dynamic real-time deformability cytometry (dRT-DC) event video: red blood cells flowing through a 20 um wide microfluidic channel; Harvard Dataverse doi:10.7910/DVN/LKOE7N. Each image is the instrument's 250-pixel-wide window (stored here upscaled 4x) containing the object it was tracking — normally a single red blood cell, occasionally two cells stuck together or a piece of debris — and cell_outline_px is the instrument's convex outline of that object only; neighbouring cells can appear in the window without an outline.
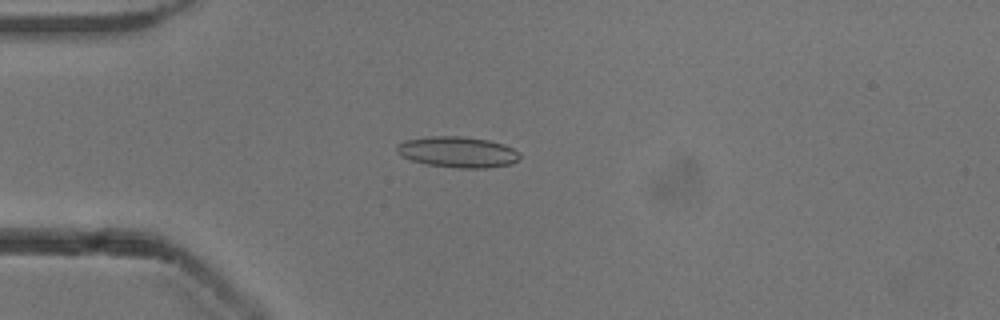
{"species": "common noctule bat (a hibernating species)", "species_latin": "Nyctalus noctula", "temperature_condition": "cold", "stored_images_in_passage": 53, "camera_frame_rate_fps": 3000, "um_per_image_px": 0.085, "animal": {"sex": "male", "body_mass_g": 13.3}, "frame": {"image": 1, "passage_image": 14, "time_ms": 4.333, "image_size_px": [1000, 320], "cell_outline_px": [[520, 156], [512, 164], [488, 168], [460, 168], [428, 164], [412, 160], [396, 152], [396, 148], [404, 140], [428, 136], [464, 136], [488, 140], [504, 144], [512, 148]], "centroid_in_image_um": [38.91, 12.91], "position_along_channel_um": 46.1, "area_um2": 21.96}}
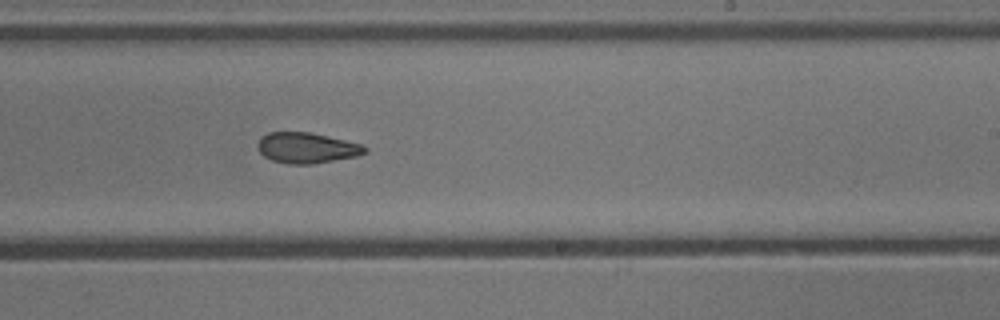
{"frame": {"image": 2, "passage_image": 32, "time_ms": 10.333, "image_size_px": [1000, 320], "cell_outline_px": [[368, 152], [356, 156], [312, 164], [288, 164], [272, 160], [264, 156], [260, 152], [256, 144], [260, 136], [268, 132], [308, 132], [344, 140], [360, 144], [368, 148]], "centroid_in_image_um": [26.03, 12.57], "position_along_channel_um": 263.0, "area_um2": 19.07}}
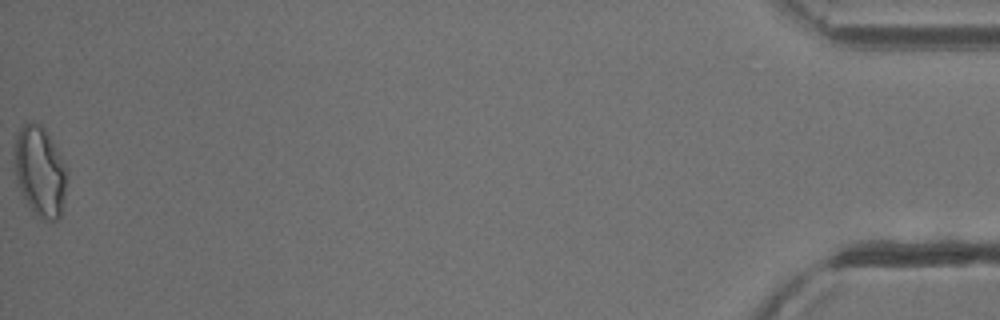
{"frame": {"image": 3, "passage_image": 53, "time_ms": 17.333, "image_size_px": [1000, 320], "cell_outline_px": [[68, 172], [64, 196], [60, 216], [56, 220], [40, 220], [32, 212], [20, 192], [16, 180], [12, 156], [16, 136], [20, 128], [24, 124], [32, 120], [40, 124], [44, 128], [68, 168]], "centroid_in_image_um": [3.37, 14.57], "position_along_channel_um": 431.8, "area_um2": 28.15}, "authors_computed_cell_mechanics": {"area_um2": 20.4612, "velocity_mm_per_s": 3.8992, "shape_relaxation_time_tau1_ms": null, "shape_relaxation_time_tau2_ms": 3.9926, "deformation_change_tau1": null, "deformation_change_tau2": 0.117}}